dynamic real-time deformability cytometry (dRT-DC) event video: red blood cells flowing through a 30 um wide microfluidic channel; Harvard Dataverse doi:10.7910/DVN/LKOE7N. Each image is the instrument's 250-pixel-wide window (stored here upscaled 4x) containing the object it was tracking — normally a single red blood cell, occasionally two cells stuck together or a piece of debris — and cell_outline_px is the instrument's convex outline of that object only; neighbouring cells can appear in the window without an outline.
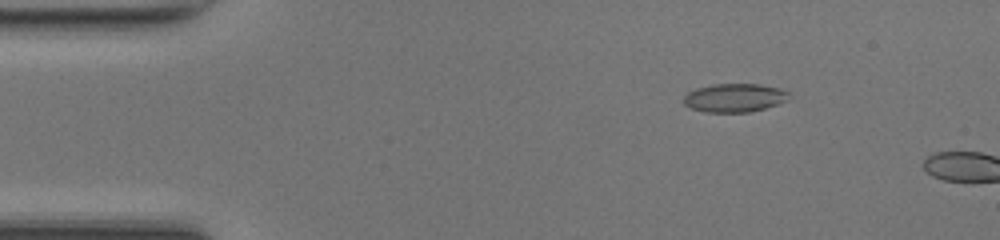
{"species": "common noctule bat (a hibernating species)", "species_latin": "Nyctalus noctula", "temperature_condition": "room temperature", "stored_images_in_passage": 9, "camera_frame_rate_fps": 3000, "um_per_image_px": 0.085, "animal": {"sex": "female", "body_mass_g": 17.0, "forearm_length_mm": 48.0}, "frame": {"image": 1, "passage_image": 7, "time_ms": 2.0, "image_size_px": [1000, 240], "cell_outline_px": [[788, 100], [764, 108], [748, 112], [704, 112], [692, 108], [684, 104], [684, 96], [688, 92], [696, 88], [712, 84], [760, 84], [780, 88], [788, 92]], "centroid_in_image_um": [62.42, 8.3], "position_along_channel_um": 22.6, "area_um2": 17.4}}